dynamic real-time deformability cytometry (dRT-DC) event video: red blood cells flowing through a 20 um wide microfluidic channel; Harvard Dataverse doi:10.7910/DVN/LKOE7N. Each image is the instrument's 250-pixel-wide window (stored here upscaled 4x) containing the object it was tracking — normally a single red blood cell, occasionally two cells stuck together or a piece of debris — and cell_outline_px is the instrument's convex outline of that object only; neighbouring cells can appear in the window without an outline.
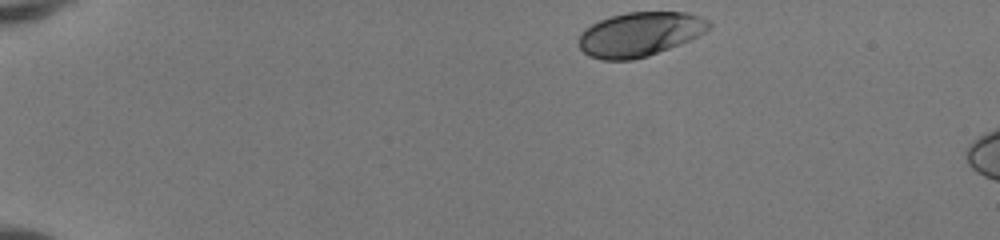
{"species": "human", "species_latin": "Homo sapiens", "temperature_condition": "room temperature", "stored_images_in_passage": 7, "camera_frame_rate_fps": 3000, "um_per_image_px": 0.085, "donor": {"sex": "female"}, "frame": {"image": 1, "passage_image": 1, "time_ms": 0.0, "image_size_px": [1000, 240], "cell_outline_px": [[712, 28], [680, 44], [648, 56], [632, 60], [604, 60], [588, 56], [580, 48], [580, 32], [584, 28], [600, 20], [612, 16], [628, 12], [684, 12], [700, 16], [708, 20], [712, 24]], "centroid_in_image_um": [54.38, 2.91], "position_along_channel_um": 30.6, "area_um2": 33.47}}